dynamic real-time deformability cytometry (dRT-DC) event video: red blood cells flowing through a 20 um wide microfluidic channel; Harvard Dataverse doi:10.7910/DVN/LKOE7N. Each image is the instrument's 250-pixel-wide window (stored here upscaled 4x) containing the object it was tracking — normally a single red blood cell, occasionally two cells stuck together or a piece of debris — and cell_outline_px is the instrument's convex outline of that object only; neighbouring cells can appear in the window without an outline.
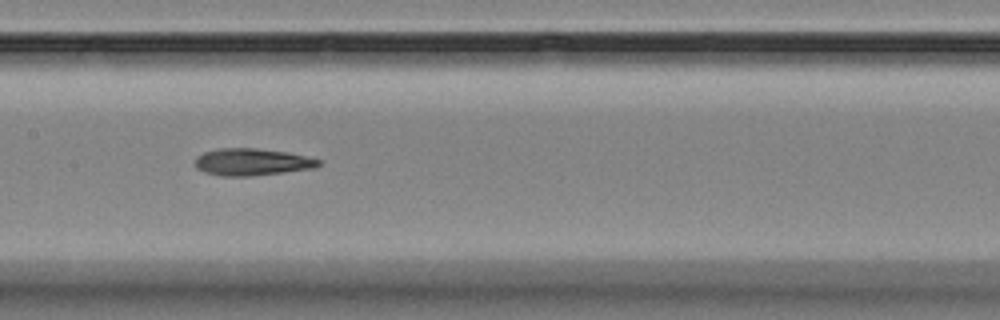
{"species": "Egyptian fruit bat (a non-hibernating species)", "species_latin": "Rousettus aegyptiacus", "temperature_condition": "room temperature", "stored_images_in_passage": 12, "camera_frame_rate_fps": 3000, "um_per_image_px": 0.085, "animal": {"sex": "female"}, "frame": {"image": 1, "passage_image": 6, "time_ms": 5.667, "image_size_px": [1000, 320], "cell_outline_px": [[320, 164], [316, 168], [252, 176], [220, 176], [204, 172], [196, 168], [196, 156], [204, 152], [220, 148], [256, 148], [288, 152], [320, 160]], "centroid_in_image_um": [21.4, 13.77], "position_along_channel_um": 186.0, "area_um2": 19.48}}
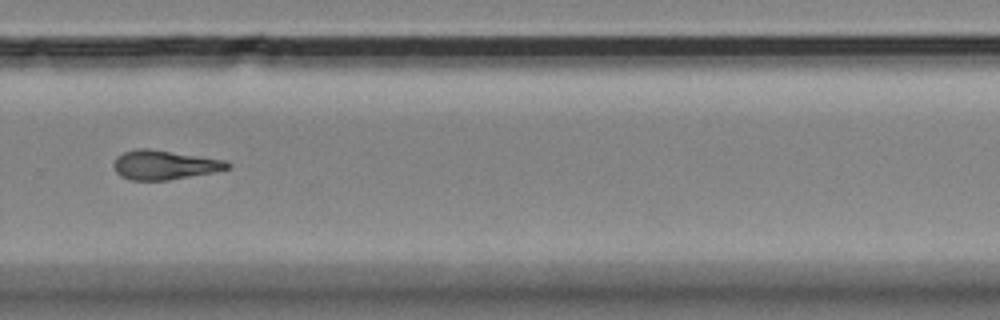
{"frame": {"image": 2, "passage_image": 9, "time_ms": 9.333, "image_size_px": [1000, 320], "cell_outline_px": [[232, 168], [212, 172], [168, 180], [132, 180], [120, 176], [116, 172], [112, 164], [116, 156], [124, 152], [136, 148], [148, 148], [224, 160], [232, 164]], "centroid_in_image_um": [13.94, 14.01], "position_along_channel_um": 315.9, "area_um2": 19.36}}
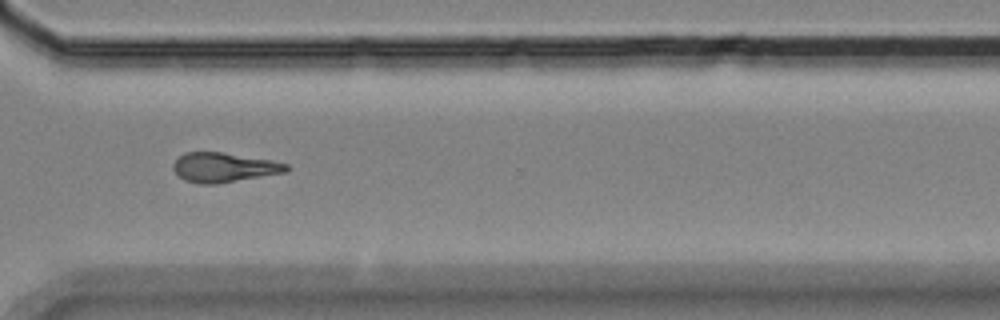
{"frame": {"image": 3, "passage_image": 10, "time_ms": 10.333, "image_size_px": [1000, 320], "cell_outline_px": [[288, 172], [216, 184], [200, 184], [184, 180], [172, 168], [172, 164], [184, 152], [224, 152], [272, 160], [288, 164]], "centroid_in_image_um": [19.04, 14.23], "position_along_channel_um": 351.6, "area_um2": 19.54}, "authors_computed_cell_mechanics": {"area_um2": 19.1607, "velocity_mm_per_s": 3.5554, "shape_relaxation_time_tau1_ms": 5.3038, "shape_relaxation_time_tau2_ms": 4.2405, "deformation_change_tau1": 0.1501, "deformation_change_tau2": 0.1212}}